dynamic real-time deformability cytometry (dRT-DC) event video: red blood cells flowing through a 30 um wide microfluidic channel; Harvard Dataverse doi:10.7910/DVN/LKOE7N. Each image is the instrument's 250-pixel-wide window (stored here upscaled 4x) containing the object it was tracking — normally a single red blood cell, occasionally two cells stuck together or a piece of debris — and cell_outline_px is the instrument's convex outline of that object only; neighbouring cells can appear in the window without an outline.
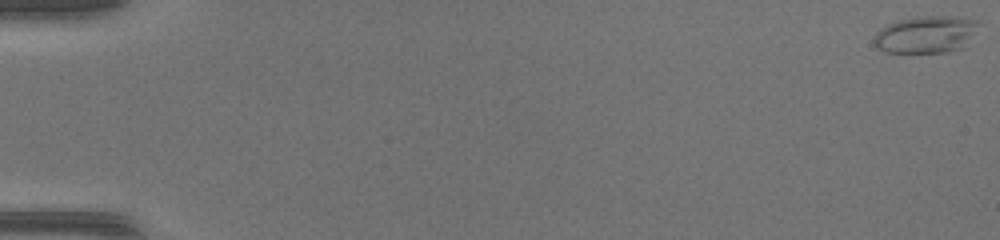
{"species": "common noctule bat (a hibernating species)", "species_latin": "Nyctalus noctula", "temperature_condition": "warm", "stored_images_in_passage": 52, "camera_frame_rate_fps": 3000, "um_per_image_px": 0.085, "animal": {"sex": "female", "body_mass_g": 17.0, "forearm_length_mm": 48.0}, "frame": {"image": 1, "passage_image": 1, "time_ms": 0.0, "image_size_px": [1000, 240], "cell_outline_px": [[980, 24], [960, 48], [944, 52], [912, 56], [884, 52], [872, 40], [876, 32], [880, 28], [888, 24], [900, 20], [916, 16], [956, 16], [980, 20]], "centroid_in_image_um": [78.64, 2.96], "position_along_channel_um": 6.4, "area_um2": 23.24}}
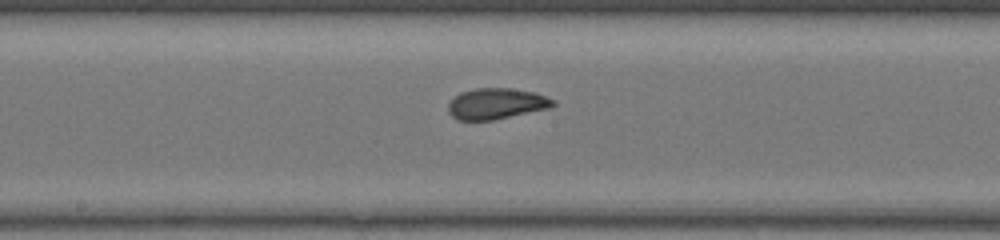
{"frame": {"image": 2, "passage_image": 29, "time_ms": 9.333, "image_size_px": [1000, 240], "cell_outline_px": [[556, 104], [552, 108], [492, 120], [456, 120], [448, 112], [448, 104], [460, 92], [476, 88], [512, 88], [536, 92], [556, 100]], "centroid_in_image_um": [42.23, 8.81], "position_along_channel_um": 206.0, "area_um2": 19.13}}
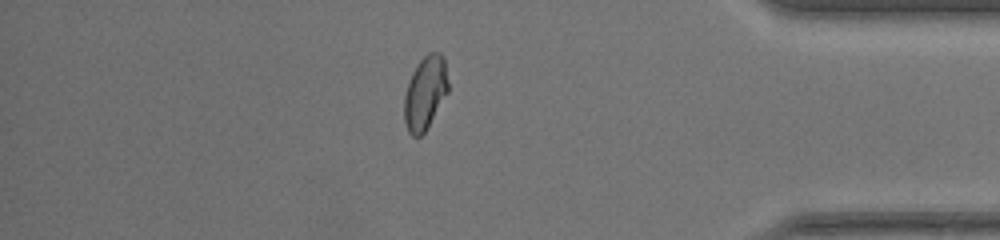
{"frame": {"image": 3, "passage_image": 45, "time_ms": 14.667, "image_size_px": [1000, 240], "cell_outline_px": [[448, 92], [424, 132], [420, 136], [412, 136], [408, 132], [404, 120], [404, 96], [412, 72], [420, 60], [428, 52], [440, 52], [444, 56], [448, 80]], "centroid_in_image_um": [36.14, 7.87], "position_along_channel_um": 399.1, "area_um2": 18.73}, "authors_computed_cell_mechanics": {"area_um2": 19.5364, "velocity_mm_per_s": 4.1706, "shape_relaxation_time_tau1_ms": 8.2639, "shape_relaxation_time_tau2_ms": 0.9422, "deformation_change_tau1": 0.2107, "deformation_change_tau2": 0.055}}